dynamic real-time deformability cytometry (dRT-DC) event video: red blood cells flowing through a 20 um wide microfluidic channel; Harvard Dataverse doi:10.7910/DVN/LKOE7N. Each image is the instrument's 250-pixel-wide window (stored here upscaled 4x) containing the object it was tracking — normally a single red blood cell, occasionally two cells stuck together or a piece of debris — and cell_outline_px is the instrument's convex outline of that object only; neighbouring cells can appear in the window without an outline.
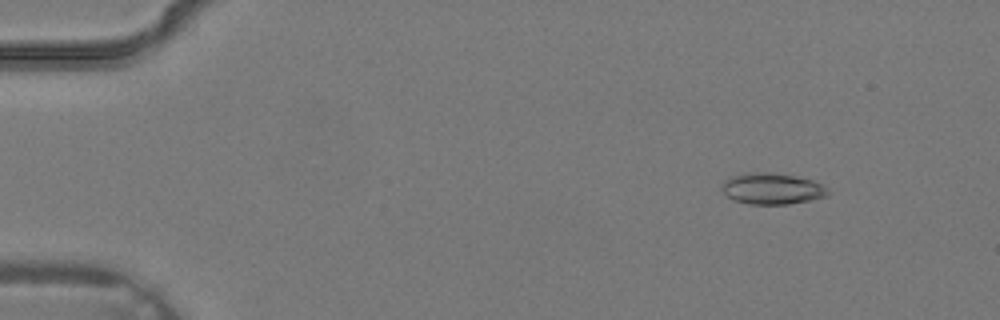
{"species": "common noctule bat (a hibernating species)", "species_latin": "Nyctalus noctula", "temperature_condition": "warm", "stored_images_in_passage": 4, "camera_frame_rate_fps": 3000, "um_per_image_px": 0.085, "animal": {"sex": "male", "body_mass_g": 19.2, "forearm_length_mm": 51.8}, "frame": {"image": 1, "passage_image": 2, "time_ms": 0.333, "image_size_px": [1000, 320], "cell_outline_px": [[828, 196], [788, 204], [748, 204], [732, 200], [720, 188], [724, 180], [728, 176], [748, 172], [776, 172], [796, 176], [812, 180], [828, 188]], "centroid_in_image_um": [65.58, 16.02], "position_along_channel_um": 19.4, "area_um2": 19.54}}
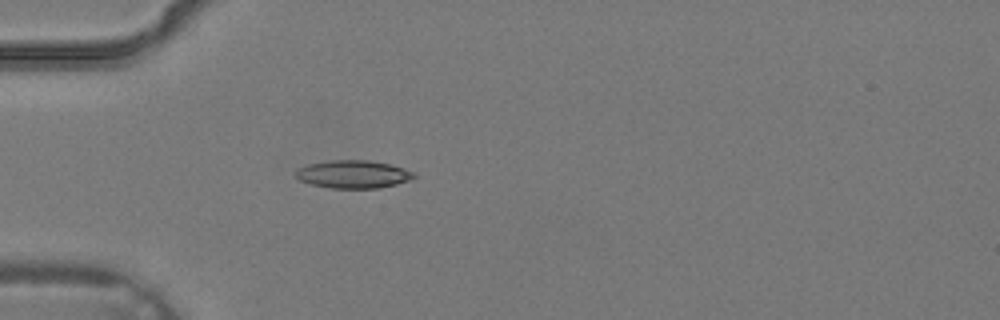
{"frame": {"image": 2, "passage_image": 4, "time_ms": 1.0, "image_size_px": [1000, 320], "cell_outline_px": [[416, 176], [408, 180], [396, 184], [380, 188], [332, 188], [312, 184], [300, 180], [296, 176], [296, 168], [308, 164], [332, 160], [368, 160], [388, 164], [404, 168], [416, 172]], "centroid_in_image_um": [30.03, 14.8], "position_along_channel_um": 55.0, "area_um2": 19.13}}